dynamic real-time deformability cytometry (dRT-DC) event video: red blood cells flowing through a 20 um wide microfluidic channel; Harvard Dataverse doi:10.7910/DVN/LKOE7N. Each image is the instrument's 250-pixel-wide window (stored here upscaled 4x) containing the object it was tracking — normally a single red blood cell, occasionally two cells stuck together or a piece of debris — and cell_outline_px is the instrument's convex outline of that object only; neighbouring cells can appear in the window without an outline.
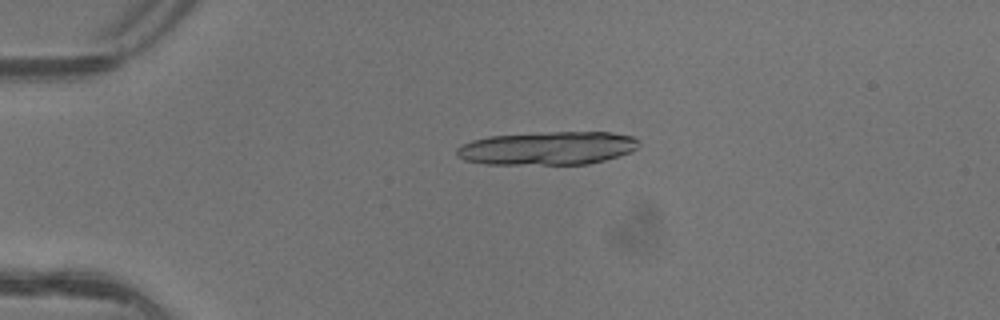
{"species": "common noctule bat (a hibernating species)", "species_latin": "Nyctalus noctula", "temperature_condition": "warm", "stored_images_in_passage": 4, "camera_frame_rate_fps": 3000, "um_per_image_px": 0.085, "animal": {"sex": "female"}, "frame": {"image": 1, "passage_image": 4, "time_ms": 1.0, "image_size_px": [1000, 320], "cell_outline_px": [[640, 144], [636, 148], [628, 152], [604, 160], [588, 164], [484, 164], [464, 160], [456, 156], [456, 148], [460, 144], [472, 140], [488, 136], [552, 132], [608, 132], [632, 136]], "centroid_in_image_um": [46.47, 12.6], "position_along_channel_um": 38.5, "area_um2": 35.26}}